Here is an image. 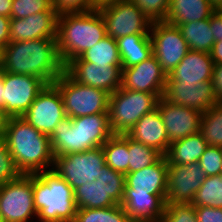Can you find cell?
Returning <instances> with one entry per match:
<instances>
[{
    "label": "cell",
    "instance_id": "cell-1",
    "mask_svg": "<svg viewBox=\"0 0 222 222\" xmlns=\"http://www.w3.org/2000/svg\"><path fill=\"white\" fill-rule=\"evenodd\" d=\"M1 60L6 72L36 76L47 85L53 84L64 71L57 39L10 42L2 49Z\"/></svg>",
    "mask_w": 222,
    "mask_h": 222
},
{
    "label": "cell",
    "instance_id": "cell-2",
    "mask_svg": "<svg viewBox=\"0 0 222 222\" xmlns=\"http://www.w3.org/2000/svg\"><path fill=\"white\" fill-rule=\"evenodd\" d=\"M3 138L21 174L52 170L54 154L50 137L22 117H9Z\"/></svg>",
    "mask_w": 222,
    "mask_h": 222
},
{
    "label": "cell",
    "instance_id": "cell-3",
    "mask_svg": "<svg viewBox=\"0 0 222 222\" xmlns=\"http://www.w3.org/2000/svg\"><path fill=\"white\" fill-rule=\"evenodd\" d=\"M105 22L97 9L58 16L57 51L65 67L71 60L106 37Z\"/></svg>",
    "mask_w": 222,
    "mask_h": 222
},
{
    "label": "cell",
    "instance_id": "cell-4",
    "mask_svg": "<svg viewBox=\"0 0 222 222\" xmlns=\"http://www.w3.org/2000/svg\"><path fill=\"white\" fill-rule=\"evenodd\" d=\"M113 135L109 114L66 117L50 136L54 157L102 147Z\"/></svg>",
    "mask_w": 222,
    "mask_h": 222
},
{
    "label": "cell",
    "instance_id": "cell-5",
    "mask_svg": "<svg viewBox=\"0 0 222 222\" xmlns=\"http://www.w3.org/2000/svg\"><path fill=\"white\" fill-rule=\"evenodd\" d=\"M72 187L54 171L33 174L37 222H73L77 213Z\"/></svg>",
    "mask_w": 222,
    "mask_h": 222
},
{
    "label": "cell",
    "instance_id": "cell-6",
    "mask_svg": "<svg viewBox=\"0 0 222 222\" xmlns=\"http://www.w3.org/2000/svg\"><path fill=\"white\" fill-rule=\"evenodd\" d=\"M164 94L118 88L109 97V124L113 134H127L146 113L154 110Z\"/></svg>",
    "mask_w": 222,
    "mask_h": 222
},
{
    "label": "cell",
    "instance_id": "cell-7",
    "mask_svg": "<svg viewBox=\"0 0 222 222\" xmlns=\"http://www.w3.org/2000/svg\"><path fill=\"white\" fill-rule=\"evenodd\" d=\"M53 84L62 95L67 117L108 114V92L78 83L65 70Z\"/></svg>",
    "mask_w": 222,
    "mask_h": 222
},
{
    "label": "cell",
    "instance_id": "cell-8",
    "mask_svg": "<svg viewBox=\"0 0 222 222\" xmlns=\"http://www.w3.org/2000/svg\"><path fill=\"white\" fill-rule=\"evenodd\" d=\"M0 216L4 222H37L33 174H21L0 186Z\"/></svg>",
    "mask_w": 222,
    "mask_h": 222
},
{
    "label": "cell",
    "instance_id": "cell-9",
    "mask_svg": "<svg viewBox=\"0 0 222 222\" xmlns=\"http://www.w3.org/2000/svg\"><path fill=\"white\" fill-rule=\"evenodd\" d=\"M106 165L102 147L54 157L52 171L74 190L87 181L94 182Z\"/></svg>",
    "mask_w": 222,
    "mask_h": 222
},
{
    "label": "cell",
    "instance_id": "cell-10",
    "mask_svg": "<svg viewBox=\"0 0 222 222\" xmlns=\"http://www.w3.org/2000/svg\"><path fill=\"white\" fill-rule=\"evenodd\" d=\"M106 28V35L114 39L132 34H150L152 22L131 1L121 0L97 8Z\"/></svg>",
    "mask_w": 222,
    "mask_h": 222
},
{
    "label": "cell",
    "instance_id": "cell-11",
    "mask_svg": "<svg viewBox=\"0 0 222 222\" xmlns=\"http://www.w3.org/2000/svg\"><path fill=\"white\" fill-rule=\"evenodd\" d=\"M152 52L168 75L190 50L177 26L165 21L152 22L150 27Z\"/></svg>",
    "mask_w": 222,
    "mask_h": 222
},
{
    "label": "cell",
    "instance_id": "cell-12",
    "mask_svg": "<svg viewBox=\"0 0 222 222\" xmlns=\"http://www.w3.org/2000/svg\"><path fill=\"white\" fill-rule=\"evenodd\" d=\"M21 117L50 137L57 124L67 117L59 89L54 84L46 85Z\"/></svg>",
    "mask_w": 222,
    "mask_h": 222
},
{
    "label": "cell",
    "instance_id": "cell-13",
    "mask_svg": "<svg viewBox=\"0 0 222 222\" xmlns=\"http://www.w3.org/2000/svg\"><path fill=\"white\" fill-rule=\"evenodd\" d=\"M4 109L9 117H21L31 106L46 83L36 76L12 74L3 75Z\"/></svg>",
    "mask_w": 222,
    "mask_h": 222
},
{
    "label": "cell",
    "instance_id": "cell-14",
    "mask_svg": "<svg viewBox=\"0 0 222 222\" xmlns=\"http://www.w3.org/2000/svg\"><path fill=\"white\" fill-rule=\"evenodd\" d=\"M64 70L78 83L102 89L109 94L121 87L122 65L96 66L77 57Z\"/></svg>",
    "mask_w": 222,
    "mask_h": 222
},
{
    "label": "cell",
    "instance_id": "cell-15",
    "mask_svg": "<svg viewBox=\"0 0 222 222\" xmlns=\"http://www.w3.org/2000/svg\"><path fill=\"white\" fill-rule=\"evenodd\" d=\"M205 178L199 162L168 164L166 202L192 203Z\"/></svg>",
    "mask_w": 222,
    "mask_h": 222
},
{
    "label": "cell",
    "instance_id": "cell-16",
    "mask_svg": "<svg viewBox=\"0 0 222 222\" xmlns=\"http://www.w3.org/2000/svg\"><path fill=\"white\" fill-rule=\"evenodd\" d=\"M167 74L162 70L156 57L128 68H122L121 88L151 94H164Z\"/></svg>",
    "mask_w": 222,
    "mask_h": 222
},
{
    "label": "cell",
    "instance_id": "cell-17",
    "mask_svg": "<svg viewBox=\"0 0 222 222\" xmlns=\"http://www.w3.org/2000/svg\"><path fill=\"white\" fill-rule=\"evenodd\" d=\"M156 107L170 143L199 132L202 112L169 102L163 96L159 98Z\"/></svg>",
    "mask_w": 222,
    "mask_h": 222
},
{
    "label": "cell",
    "instance_id": "cell-18",
    "mask_svg": "<svg viewBox=\"0 0 222 222\" xmlns=\"http://www.w3.org/2000/svg\"><path fill=\"white\" fill-rule=\"evenodd\" d=\"M163 97L174 104L193 108L202 113L218 103L213 90L212 80L193 84H179L177 81H166Z\"/></svg>",
    "mask_w": 222,
    "mask_h": 222
},
{
    "label": "cell",
    "instance_id": "cell-19",
    "mask_svg": "<svg viewBox=\"0 0 222 222\" xmlns=\"http://www.w3.org/2000/svg\"><path fill=\"white\" fill-rule=\"evenodd\" d=\"M58 12L42 11L26 18L10 19V42L57 39Z\"/></svg>",
    "mask_w": 222,
    "mask_h": 222
},
{
    "label": "cell",
    "instance_id": "cell-20",
    "mask_svg": "<svg viewBox=\"0 0 222 222\" xmlns=\"http://www.w3.org/2000/svg\"><path fill=\"white\" fill-rule=\"evenodd\" d=\"M121 206L132 222H159L166 208V195L136 192L125 184Z\"/></svg>",
    "mask_w": 222,
    "mask_h": 222
},
{
    "label": "cell",
    "instance_id": "cell-21",
    "mask_svg": "<svg viewBox=\"0 0 222 222\" xmlns=\"http://www.w3.org/2000/svg\"><path fill=\"white\" fill-rule=\"evenodd\" d=\"M214 63L210 53L189 50L180 63L167 75V81L193 84L212 80Z\"/></svg>",
    "mask_w": 222,
    "mask_h": 222
},
{
    "label": "cell",
    "instance_id": "cell-22",
    "mask_svg": "<svg viewBox=\"0 0 222 222\" xmlns=\"http://www.w3.org/2000/svg\"><path fill=\"white\" fill-rule=\"evenodd\" d=\"M127 135L134 141L157 150L163 156L170 145L165 125L157 107L140 118Z\"/></svg>",
    "mask_w": 222,
    "mask_h": 222
},
{
    "label": "cell",
    "instance_id": "cell-23",
    "mask_svg": "<svg viewBox=\"0 0 222 222\" xmlns=\"http://www.w3.org/2000/svg\"><path fill=\"white\" fill-rule=\"evenodd\" d=\"M168 164L162 156L155 164L125 175V184L136 192L166 195Z\"/></svg>",
    "mask_w": 222,
    "mask_h": 222
},
{
    "label": "cell",
    "instance_id": "cell-24",
    "mask_svg": "<svg viewBox=\"0 0 222 222\" xmlns=\"http://www.w3.org/2000/svg\"><path fill=\"white\" fill-rule=\"evenodd\" d=\"M216 9L209 0H170L165 22L178 26L209 19Z\"/></svg>",
    "mask_w": 222,
    "mask_h": 222
},
{
    "label": "cell",
    "instance_id": "cell-25",
    "mask_svg": "<svg viewBox=\"0 0 222 222\" xmlns=\"http://www.w3.org/2000/svg\"><path fill=\"white\" fill-rule=\"evenodd\" d=\"M207 147V142L198 132L170 143L164 156L167 164L187 165L199 162L201 155Z\"/></svg>",
    "mask_w": 222,
    "mask_h": 222
},
{
    "label": "cell",
    "instance_id": "cell-26",
    "mask_svg": "<svg viewBox=\"0 0 222 222\" xmlns=\"http://www.w3.org/2000/svg\"><path fill=\"white\" fill-rule=\"evenodd\" d=\"M122 68H128L153 55L149 34H132L117 38Z\"/></svg>",
    "mask_w": 222,
    "mask_h": 222
},
{
    "label": "cell",
    "instance_id": "cell-27",
    "mask_svg": "<svg viewBox=\"0 0 222 222\" xmlns=\"http://www.w3.org/2000/svg\"><path fill=\"white\" fill-rule=\"evenodd\" d=\"M182 37L187 41L190 50L210 53L214 37L209 19L188 22L177 26Z\"/></svg>",
    "mask_w": 222,
    "mask_h": 222
},
{
    "label": "cell",
    "instance_id": "cell-28",
    "mask_svg": "<svg viewBox=\"0 0 222 222\" xmlns=\"http://www.w3.org/2000/svg\"><path fill=\"white\" fill-rule=\"evenodd\" d=\"M105 163L111 169L123 173H128V135L127 134H113L102 145Z\"/></svg>",
    "mask_w": 222,
    "mask_h": 222
},
{
    "label": "cell",
    "instance_id": "cell-29",
    "mask_svg": "<svg viewBox=\"0 0 222 222\" xmlns=\"http://www.w3.org/2000/svg\"><path fill=\"white\" fill-rule=\"evenodd\" d=\"M73 191L77 209H100L118 205L96 181H87Z\"/></svg>",
    "mask_w": 222,
    "mask_h": 222
},
{
    "label": "cell",
    "instance_id": "cell-30",
    "mask_svg": "<svg viewBox=\"0 0 222 222\" xmlns=\"http://www.w3.org/2000/svg\"><path fill=\"white\" fill-rule=\"evenodd\" d=\"M82 61L98 65H122L116 39L106 36L79 56Z\"/></svg>",
    "mask_w": 222,
    "mask_h": 222
},
{
    "label": "cell",
    "instance_id": "cell-31",
    "mask_svg": "<svg viewBox=\"0 0 222 222\" xmlns=\"http://www.w3.org/2000/svg\"><path fill=\"white\" fill-rule=\"evenodd\" d=\"M199 133L208 146L222 147V102L202 113Z\"/></svg>",
    "mask_w": 222,
    "mask_h": 222
},
{
    "label": "cell",
    "instance_id": "cell-32",
    "mask_svg": "<svg viewBox=\"0 0 222 222\" xmlns=\"http://www.w3.org/2000/svg\"><path fill=\"white\" fill-rule=\"evenodd\" d=\"M193 206H209L222 209V174L206 176L195 193Z\"/></svg>",
    "mask_w": 222,
    "mask_h": 222
},
{
    "label": "cell",
    "instance_id": "cell-33",
    "mask_svg": "<svg viewBox=\"0 0 222 222\" xmlns=\"http://www.w3.org/2000/svg\"><path fill=\"white\" fill-rule=\"evenodd\" d=\"M73 222H132L121 205L107 208L77 209Z\"/></svg>",
    "mask_w": 222,
    "mask_h": 222
},
{
    "label": "cell",
    "instance_id": "cell-34",
    "mask_svg": "<svg viewBox=\"0 0 222 222\" xmlns=\"http://www.w3.org/2000/svg\"><path fill=\"white\" fill-rule=\"evenodd\" d=\"M128 173L139 171L155 164L163 155L157 150L136 142L128 136Z\"/></svg>",
    "mask_w": 222,
    "mask_h": 222
},
{
    "label": "cell",
    "instance_id": "cell-35",
    "mask_svg": "<svg viewBox=\"0 0 222 222\" xmlns=\"http://www.w3.org/2000/svg\"><path fill=\"white\" fill-rule=\"evenodd\" d=\"M106 193L118 204L121 205L124 189H125V175L111 169L108 165L102 168L100 177L96 179Z\"/></svg>",
    "mask_w": 222,
    "mask_h": 222
},
{
    "label": "cell",
    "instance_id": "cell-36",
    "mask_svg": "<svg viewBox=\"0 0 222 222\" xmlns=\"http://www.w3.org/2000/svg\"><path fill=\"white\" fill-rule=\"evenodd\" d=\"M42 11H56L53 0H12L10 18H26Z\"/></svg>",
    "mask_w": 222,
    "mask_h": 222
},
{
    "label": "cell",
    "instance_id": "cell-37",
    "mask_svg": "<svg viewBox=\"0 0 222 222\" xmlns=\"http://www.w3.org/2000/svg\"><path fill=\"white\" fill-rule=\"evenodd\" d=\"M159 222H197L195 206L192 203L166 202V208Z\"/></svg>",
    "mask_w": 222,
    "mask_h": 222
},
{
    "label": "cell",
    "instance_id": "cell-38",
    "mask_svg": "<svg viewBox=\"0 0 222 222\" xmlns=\"http://www.w3.org/2000/svg\"><path fill=\"white\" fill-rule=\"evenodd\" d=\"M21 173L17 170L6 141L0 138V186L17 179Z\"/></svg>",
    "mask_w": 222,
    "mask_h": 222
},
{
    "label": "cell",
    "instance_id": "cell-39",
    "mask_svg": "<svg viewBox=\"0 0 222 222\" xmlns=\"http://www.w3.org/2000/svg\"><path fill=\"white\" fill-rule=\"evenodd\" d=\"M151 22L164 21L170 0H131Z\"/></svg>",
    "mask_w": 222,
    "mask_h": 222
},
{
    "label": "cell",
    "instance_id": "cell-40",
    "mask_svg": "<svg viewBox=\"0 0 222 222\" xmlns=\"http://www.w3.org/2000/svg\"><path fill=\"white\" fill-rule=\"evenodd\" d=\"M199 164L206 176L221 174L222 170V148L208 146L201 155Z\"/></svg>",
    "mask_w": 222,
    "mask_h": 222
},
{
    "label": "cell",
    "instance_id": "cell-41",
    "mask_svg": "<svg viewBox=\"0 0 222 222\" xmlns=\"http://www.w3.org/2000/svg\"><path fill=\"white\" fill-rule=\"evenodd\" d=\"M53 7L59 15L96 9L93 0H53Z\"/></svg>",
    "mask_w": 222,
    "mask_h": 222
},
{
    "label": "cell",
    "instance_id": "cell-42",
    "mask_svg": "<svg viewBox=\"0 0 222 222\" xmlns=\"http://www.w3.org/2000/svg\"><path fill=\"white\" fill-rule=\"evenodd\" d=\"M197 222H222V209L209 206L195 207Z\"/></svg>",
    "mask_w": 222,
    "mask_h": 222
},
{
    "label": "cell",
    "instance_id": "cell-43",
    "mask_svg": "<svg viewBox=\"0 0 222 222\" xmlns=\"http://www.w3.org/2000/svg\"><path fill=\"white\" fill-rule=\"evenodd\" d=\"M209 22L214 41H222V10H215L210 16Z\"/></svg>",
    "mask_w": 222,
    "mask_h": 222
},
{
    "label": "cell",
    "instance_id": "cell-44",
    "mask_svg": "<svg viewBox=\"0 0 222 222\" xmlns=\"http://www.w3.org/2000/svg\"><path fill=\"white\" fill-rule=\"evenodd\" d=\"M10 19L0 15V50L10 43Z\"/></svg>",
    "mask_w": 222,
    "mask_h": 222
},
{
    "label": "cell",
    "instance_id": "cell-45",
    "mask_svg": "<svg viewBox=\"0 0 222 222\" xmlns=\"http://www.w3.org/2000/svg\"><path fill=\"white\" fill-rule=\"evenodd\" d=\"M212 83L217 101L222 102V64L214 65Z\"/></svg>",
    "mask_w": 222,
    "mask_h": 222
},
{
    "label": "cell",
    "instance_id": "cell-46",
    "mask_svg": "<svg viewBox=\"0 0 222 222\" xmlns=\"http://www.w3.org/2000/svg\"><path fill=\"white\" fill-rule=\"evenodd\" d=\"M210 56L213 60L214 65H221L222 64V41L214 42Z\"/></svg>",
    "mask_w": 222,
    "mask_h": 222
},
{
    "label": "cell",
    "instance_id": "cell-47",
    "mask_svg": "<svg viewBox=\"0 0 222 222\" xmlns=\"http://www.w3.org/2000/svg\"><path fill=\"white\" fill-rule=\"evenodd\" d=\"M12 0H0V15L11 17Z\"/></svg>",
    "mask_w": 222,
    "mask_h": 222
},
{
    "label": "cell",
    "instance_id": "cell-48",
    "mask_svg": "<svg viewBox=\"0 0 222 222\" xmlns=\"http://www.w3.org/2000/svg\"><path fill=\"white\" fill-rule=\"evenodd\" d=\"M9 116L0 108V138L4 137Z\"/></svg>",
    "mask_w": 222,
    "mask_h": 222
},
{
    "label": "cell",
    "instance_id": "cell-49",
    "mask_svg": "<svg viewBox=\"0 0 222 222\" xmlns=\"http://www.w3.org/2000/svg\"><path fill=\"white\" fill-rule=\"evenodd\" d=\"M118 1H121V0H93L94 6H95L96 9L100 8L104 5L114 3V2H118Z\"/></svg>",
    "mask_w": 222,
    "mask_h": 222
},
{
    "label": "cell",
    "instance_id": "cell-50",
    "mask_svg": "<svg viewBox=\"0 0 222 222\" xmlns=\"http://www.w3.org/2000/svg\"><path fill=\"white\" fill-rule=\"evenodd\" d=\"M4 84L3 79L0 81V108L4 109Z\"/></svg>",
    "mask_w": 222,
    "mask_h": 222
},
{
    "label": "cell",
    "instance_id": "cell-51",
    "mask_svg": "<svg viewBox=\"0 0 222 222\" xmlns=\"http://www.w3.org/2000/svg\"><path fill=\"white\" fill-rule=\"evenodd\" d=\"M211 5L216 9H222V0H209Z\"/></svg>",
    "mask_w": 222,
    "mask_h": 222
},
{
    "label": "cell",
    "instance_id": "cell-52",
    "mask_svg": "<svg viewBox=\"0 0 222 222\" xmlns=\"http://www.w3.org/2000/svg\"><path fill=\"white\" fill-rule=\"evenodd\" d=\"M4 73H5V70L3 67V63L0 62V81L2 80Z\"/></svg>",
    "mask_w": 222,
    "mask_h": 222
}]
</instances>
